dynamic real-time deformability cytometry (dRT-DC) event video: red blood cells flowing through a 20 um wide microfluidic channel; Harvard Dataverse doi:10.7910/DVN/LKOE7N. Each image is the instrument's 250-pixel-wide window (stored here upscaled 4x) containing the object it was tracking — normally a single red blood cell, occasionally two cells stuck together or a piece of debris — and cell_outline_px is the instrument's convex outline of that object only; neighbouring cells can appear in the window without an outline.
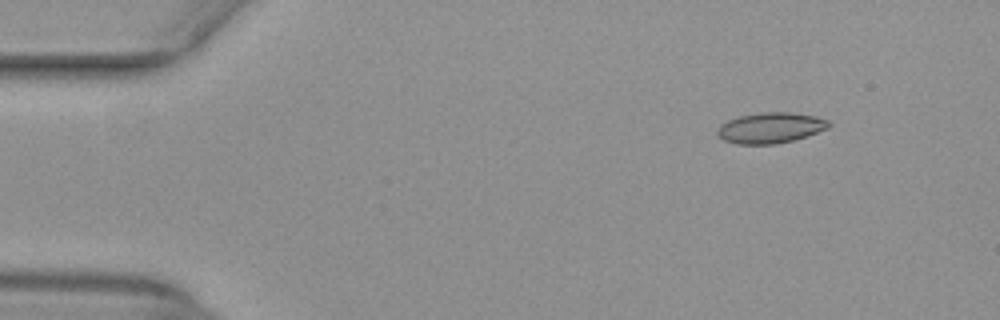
{"species": "common noctule bat (a hibernating species)", "species_latin": "Nyctalus noctula", "temperature_condition": "warm", "stored_images_in_passage": 46, "camera_frame_rate_fps": 3000, "um_per_image_px": 0.085, "animal": {"sex": "female", "body_mass_g": 29.2, "forearm_length_mm": 56.3}, "frame": {"image": 1, "passage_image": 1, "time_ms": 0.0, "image_size_px": [1000, 320], "cell_outline_px": [[832, 124], [828, 128], [808, 136], [776, 144], [736, 144], [724, 140], [716, 136], [716, 128], [720, 124], [728, 120], [740, 116], [764, 112], [788, 112], [816, 116], [828, 120]], "centroid_in_image_um": [65.47, 10.87], "position_along_channel_um": 19.5, "area_um2": 20.06}}
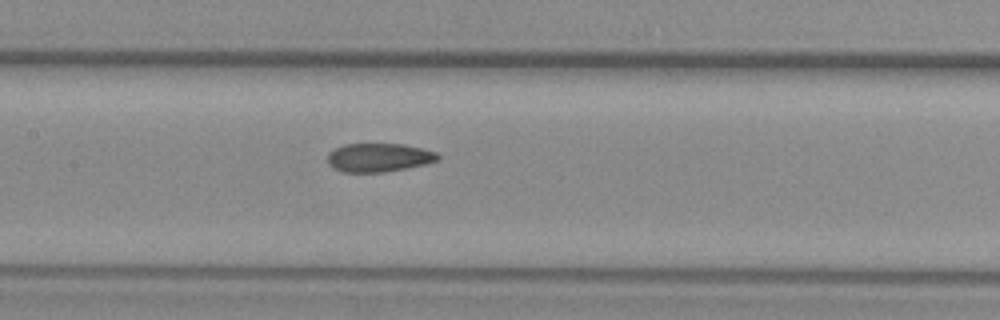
{"frame": {"image": 2, "passage_image": 20, "time_ms": 6.333, "image_size_px": [1000, 320], "cell_outline_px": [[440, 160], [424, 164], [384, 172], [344, 172], [328, 164], [328, 152], [344, 144], [404, 144], [436, 152], [440, 156]], "centroid_in_image_um": [32.2, 13.38], "position_along_channel_um": 175.2, "area_um2": 18.21}}
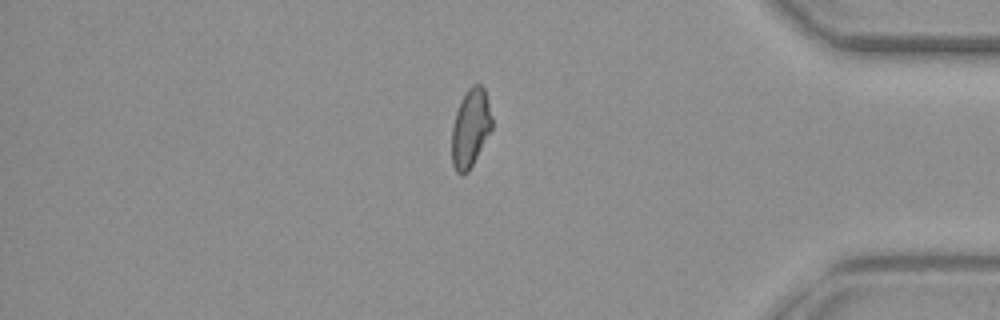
{"frame": {"image": 3, "passage_image": 39, "time_ms": 12.667, "image_size_px": [1000, 320], "cell_outline_px": [[492, 128], [468, 172], [464, 176], [460, 176], [456, 172], [452, 164], [452, 128], [456, 112], [460, 100], [468, 88], [472, 84], [480, 84], [484, 88], [492, 116]], "centroid_in_image_um": [39.98, 10.89], "position_along_channel_um": 395.2, "area_um2": 18.32}, "authors_computed_cell_mechanics": {"area_um2": 18.9873, "velocity_mm_per_s": 3.9684, "shape_relaxation_time_tau1_ms": null, "shape_relaxation_time_tau2_ms": 2.5995, "deformation_change_tau1": null, "deformation_change_tau2": 0.0758}}